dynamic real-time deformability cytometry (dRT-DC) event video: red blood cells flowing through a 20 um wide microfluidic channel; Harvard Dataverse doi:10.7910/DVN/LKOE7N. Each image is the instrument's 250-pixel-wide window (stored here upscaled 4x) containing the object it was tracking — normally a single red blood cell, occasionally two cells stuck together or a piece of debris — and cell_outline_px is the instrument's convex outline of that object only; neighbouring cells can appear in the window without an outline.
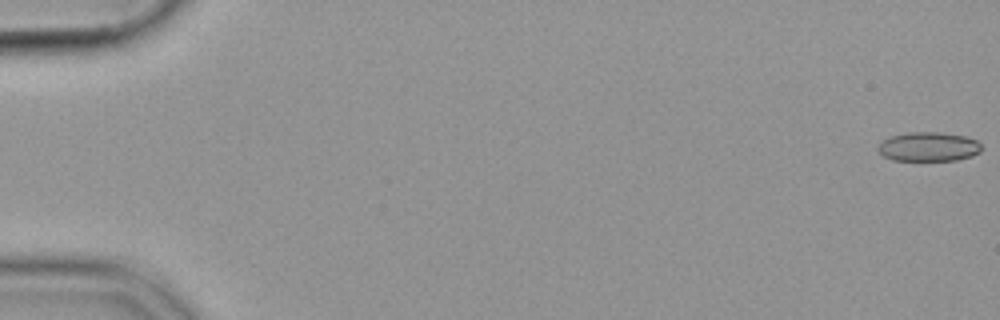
{"species": "common noctule bat (a hibernating species)", "species_latin": "Nyctalus noctula", "temperature_condition": "cold", "stored_images_in_passage": 11, "camera_frame_rate_fps": 3000, "um_per_image_px": 0.085, "animal": {"sex": "female", "body_mass_g": 19.9}, "frame": {"image": 1, "passage_image": 1, "time_ms": 0.0, "image_size_px": [1000, 320], "cell_outline_px": [[980, 152], [972, 156], [956, 160], [892, 160], [884, 156], [876, 148], [884, 140], [892, 136], [908, 132], [940, 132], [964, 136], [976, 140], [980, 144]], "centroid_in_image_um": [78.93, 12.47], "position_along_channel_um": 6.1, "area_um2": 17.46}}